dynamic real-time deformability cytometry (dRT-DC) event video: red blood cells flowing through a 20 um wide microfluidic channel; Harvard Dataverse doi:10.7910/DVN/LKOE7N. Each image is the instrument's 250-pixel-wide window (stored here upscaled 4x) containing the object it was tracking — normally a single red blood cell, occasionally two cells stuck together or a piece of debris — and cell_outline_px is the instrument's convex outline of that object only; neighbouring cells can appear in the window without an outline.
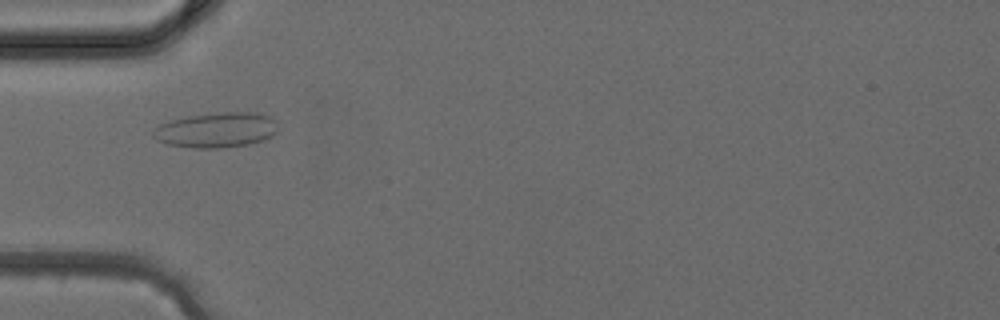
{"species": "common noctule bat (a hibernating species)", "species_latin": "Nyctalus noctula", "temperature_condition": "cold", "stored_images_in_passage": 30, "camera_frame_rate_fps": 3000, "um_per_image_px": 0.085, "animal": {"sex": "female", "body_mass_g": 24.6, "forearm_length_mm": 56.2}, "frame": {"image": 1, "passage_image": 4, "time_ms": 1.0, "image_size_px": [1000, 320], "cell_outline_px": [[280, 132], [264, 140], [248, 144], [224, 148], [196, 148], [164, 144], [156, 140], [152, 136], [152, 128], [160, 124], [172, 120], [188, 116], [208, 112], [260, 112], [272, 116], [276, 120], [280, 128]], "centroid_in_image_um": [18.44, 11.04], "position_along_channel_um": 66.6, "area_um2": 26.41}}
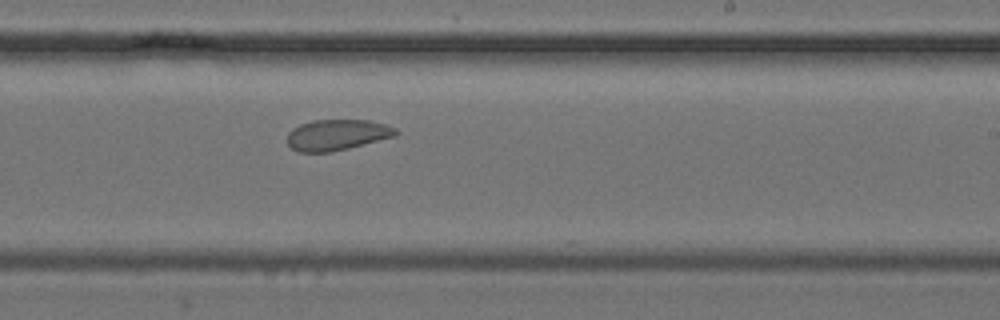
{"frame": {"image": 2, "passage_image": 15, "time_ms": 4.667, "image_size_px": [1000, 320], "cell_outline_px": [[400, 132], [396, 136], [332, 152], [296, 152], [288, 144], [288, 132], [292, 128], [300, 124], [312, 120], [368, 120], [384, 124], [396, 128]], "centroid_in_image_um": [28.64, 11.46], "position_along_channel_um": 260.4, "area_um2": 19.59}}
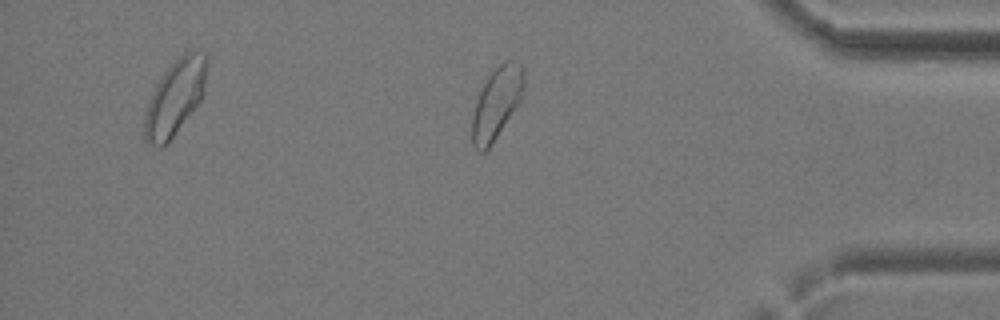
{"frame": {"image": 3, "passage_image": 24, "time_ms": 7.667, "image_size_px": [1000, 320], "cell_outline_px": [[524, 84], [520, 100], [492, 144], [484, 152], [476, 152], [472, 144], [472, 116], [476, 100], [488, 76], [504, 60], [512, 60], [520, 64], [524, 68]], "centroid_in_image_um": [42.19, 8.78], "position_along_channel_um": 393.0, "area_um2": 21.39}}